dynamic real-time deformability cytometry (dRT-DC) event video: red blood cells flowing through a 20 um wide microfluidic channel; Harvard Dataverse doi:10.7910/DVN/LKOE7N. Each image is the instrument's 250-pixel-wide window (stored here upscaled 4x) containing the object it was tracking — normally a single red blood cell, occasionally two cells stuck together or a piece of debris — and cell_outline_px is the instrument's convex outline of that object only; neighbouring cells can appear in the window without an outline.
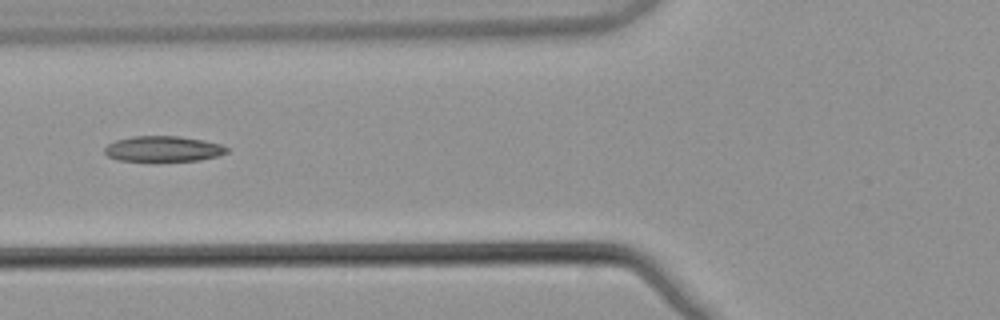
{"species": "common noctule bat (a hibernating species)", "species_latin": "Nyctalus noctula", "temperature_condition": "warm", "stored_images_in_passage": 6, "camera_frame_rate_fps": 3000, "um_per_image_px": 0.085, "animal": {"sex": "male", "body_mass_g": 21.5, "forearm_length_mm": 52.0}, "frame": {"image": 1, "passage_image": 6, "time_ms": 1.667, "image_size_px": [1000, 320], "cell_outline_px": [[228, 152], [216, 156], [200, 160], [116, 160], [108, 156], [104, 152], [104, 148], [108, 144], [116, 140], [132, 136], [180, 136], [204, 140], [220, 144], [228, 148]], "centroid_in_image_um": [13.86, 12.63], "position_along_channel_um": 111.9, "area_um2": 17.98}}